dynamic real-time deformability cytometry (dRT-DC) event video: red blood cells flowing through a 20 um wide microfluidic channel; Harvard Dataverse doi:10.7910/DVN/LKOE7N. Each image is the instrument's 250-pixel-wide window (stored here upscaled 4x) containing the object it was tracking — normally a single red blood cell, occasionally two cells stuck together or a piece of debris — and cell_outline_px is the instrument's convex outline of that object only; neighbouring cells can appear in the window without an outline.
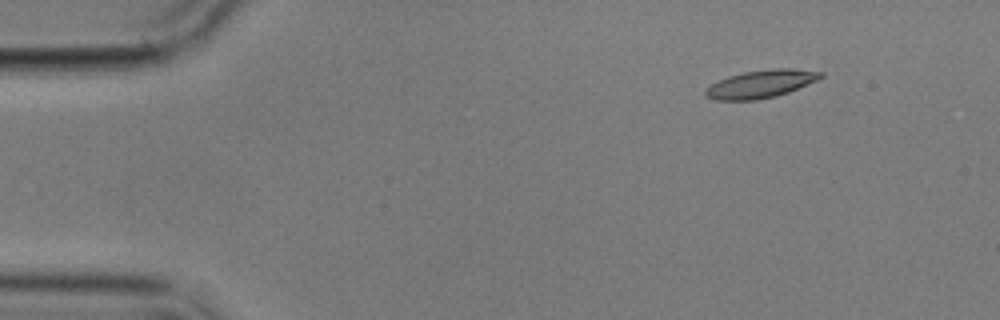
{"species": "common noctule bat (a hibernating species)", "species_latin": "Nyctalus noctula", "temperature_condition": "cold", "stored_images_in_passage": 5, "camera_frame_rate_fps": 3000, "um_per_image_px": 0.085, "animal": {"sex": "male", "body_mass_g": 17.9}, "frame": {"image": 1, "passage_image": 2, "time_ms": 1.333, "image_size_px": [1000, 320], "cell_outline_px": [[824, 76], [816, 80], [788, 92], [776, 96], [756, 100], [716, 100], [708, 96], [704, 92], [712, 84], [728, 76], [744, 72], [772, 68], [792, 68], [824, 72]], "centroid_in_image_um": [64.71, 7.12], "position_along_channel_um": 20.3, "area_um2": 18.44}}
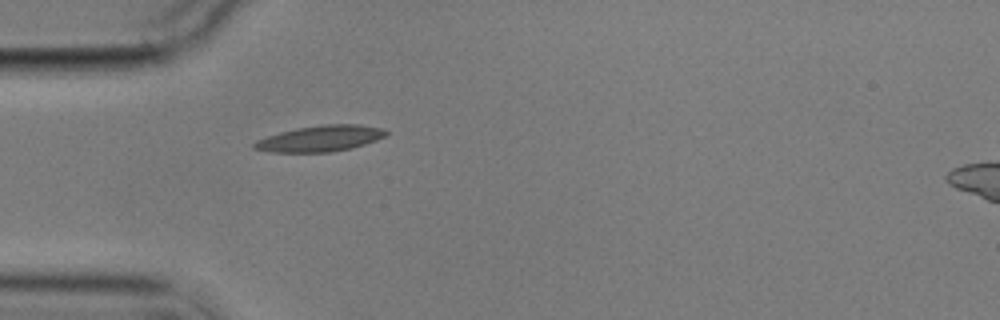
{"frame": {"image": 2, "passage_image": 5, "time_ms": 4.667, "image_size_px": [1000, 320], "cell_outline_px": [[388, 132], [384, 136], [376, 140], [352, 148], [332, 152], [272, 152], [252, 148], [252, 144], [256, 140], [280, 132], [296, 128], [324, 124], [360, 124], [380, 128]], "centroid_in_image_um": [27.2, 11.77], "position_along_channel_um": 57.8, "area_um2": 19.88}}